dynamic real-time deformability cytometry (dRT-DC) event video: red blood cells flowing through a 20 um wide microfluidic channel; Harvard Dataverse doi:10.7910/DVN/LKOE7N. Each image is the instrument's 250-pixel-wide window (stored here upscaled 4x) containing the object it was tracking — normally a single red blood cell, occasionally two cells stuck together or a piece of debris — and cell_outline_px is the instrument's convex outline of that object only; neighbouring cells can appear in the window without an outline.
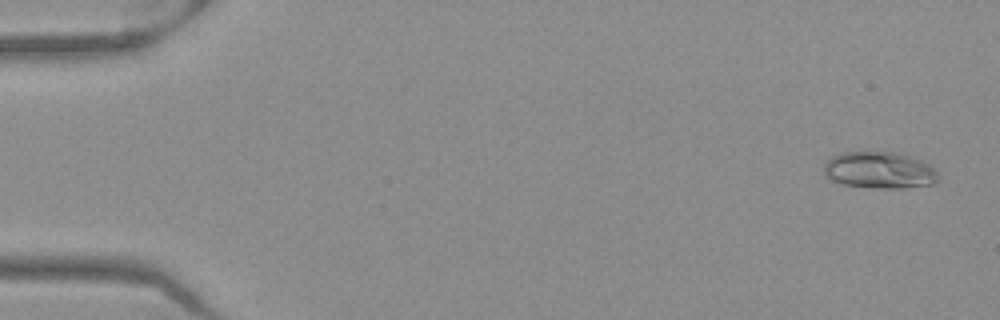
{"species": "Egyptian fruit bat (a non-hibernating species)", "species_latin": "Rousettus aegyptiacus", "temperature_condition": "warm", "stored_images_in_passage": 50, "camera_frame_rate_fps": 3000, "um_per_image_px": 0.085, "frame": {"image": 1, "passage_image": 1, "time_ms": 0.0, "image_size_px": [1000, 320], "cell_outline_px": [[940, 180], [932, 184], [904, 188], [872, 188], [844, 184], [832, 180], [824, 172], [824, 164], [832, 156], [840, 152], [896, 152], [912, 156], [932, 164], [936, 168], [940, 176]], "centroid_in_image_um": [74.84, 14.46], "position_along_channel_um": 10.2, "area_um2": 24.85}}
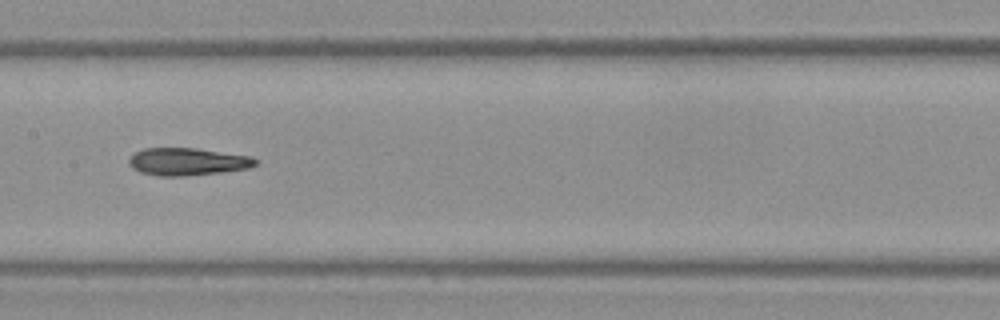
{"frame": {"image": 2, "passage_image": 25, "time_ms": 8.0, "image_size_px": [1000, 320], "cell_outline_px": [[260, 160], [256, 164], [248, 168], [220, 172], [184, 176], [156, 176], [140, 172], [132, 168], [128, 164], [128, 160], [136, 152], [144, 148], [196, 148], [252, 156]], "centroid_in_image_um": [15.94, 13.74], "position_along_channel_um": 191.5, "area_um2": 20.35}}
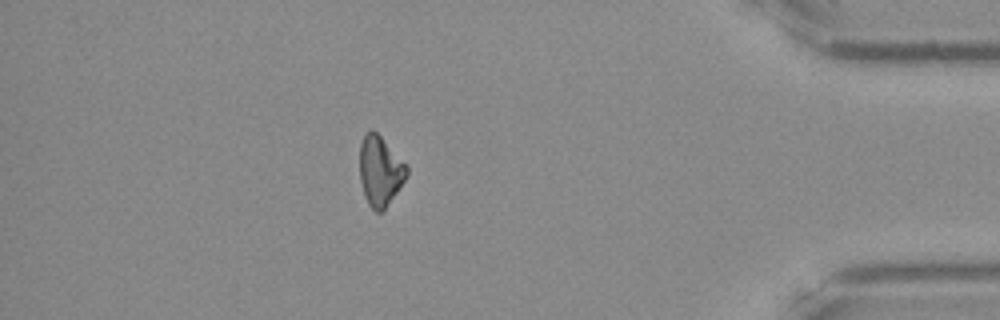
{"frame": {"image": 3, "passage_image": 44, "time_ms": 14.333, "image_size_px": [1000, 320], "cell_outline_px": [[408, 172], [400, 188], [384, 212], [376, 212], [368, 204], [360, 180], [360, 144], [364, 136], [372, 128], [408, 164]], "centroid_in_image_um": [32.33, 14.55], "position_along_channel_um": 402.9, "area_um2": 19.25}, "authors_computed_cell_mechanics": {"area_um2": 20.2589, "velocity_mm_per_s": 3.9883, "shape_relaxation_time_tau1_ms": 7.7747, "shape_relaxation_time_tau2_ms": 11.1248, "deformation_change_tau1": 0.2014, "deformation_change_tau2": 0.2198}}